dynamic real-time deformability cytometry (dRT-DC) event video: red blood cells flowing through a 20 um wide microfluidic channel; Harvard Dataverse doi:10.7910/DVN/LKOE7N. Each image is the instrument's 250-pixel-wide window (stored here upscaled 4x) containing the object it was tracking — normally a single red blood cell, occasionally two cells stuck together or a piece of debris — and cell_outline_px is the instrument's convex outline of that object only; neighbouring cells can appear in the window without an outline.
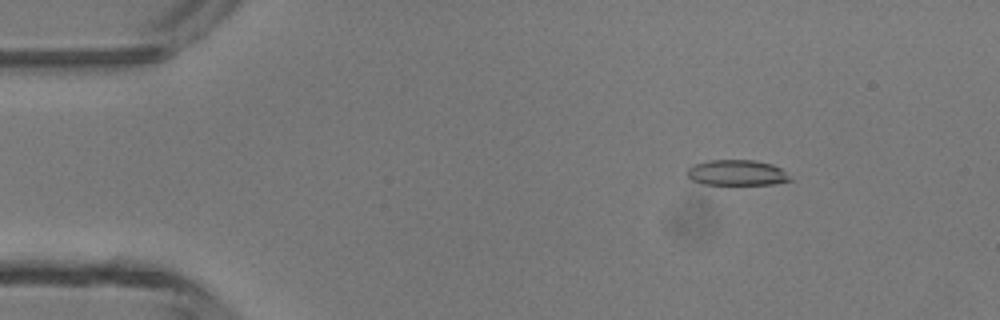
{"species": "common noctule bat (a hibernating species)", "species_latin": "Nyctalus noctula", "temperature_condition": "room temperature", "stored_images_in_passage": 43, "camera_frame_rate_fps": 3000, "um_per_image_px": 0.085, "animal": {"sex": "male", "body_mass_g": 13.3}, "frame": {"image": 1, "passage_image": 3, "time_ms": 0.667, "image_size_px": [1000, 320], "cell_outline_px": [[792, 180], [776, 184], [704, 184], [692, 180], [688, 176], [688, 168], [692, 164], [708, 160], [752, 160], [772, 164], [780, 168]], "centroid_in_image_um": [62.61, 14.68], "position_along_channel_um": 22.4, "area_um2": 15.2}}
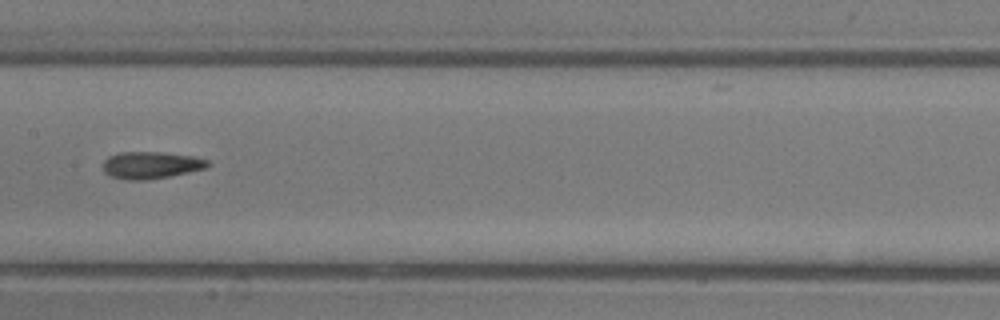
{"frame": {"image": 2, "passage_image": 20, "time_ms": 6.333, "image_size_px": [1000, 320], "cell_outline_px": [[212, 164], [208, 168], [148, 180], [128, 180], [112, 176], [104, 172], [104, 160], [108, 156], [120, 152], [160, 152], [192, 156], [208, 160]], "centroid_in_image_um": [12.86, 14.03], "position_along_channel_um": 194.5, "area_um2": 16.47}}
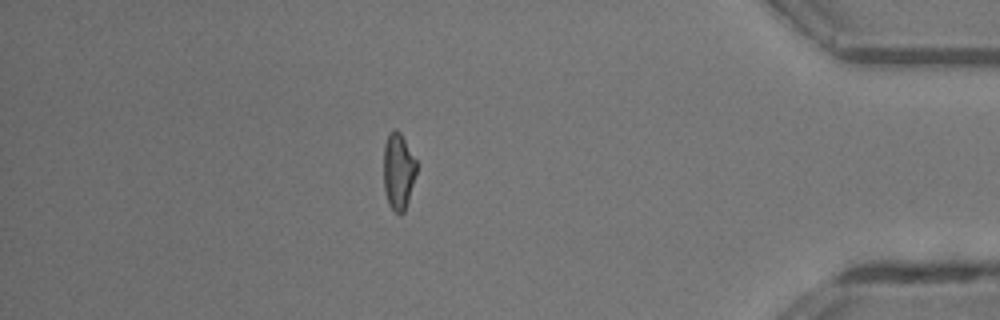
{"frame": {"image": 3, "passage_image": 37, "time_ms": 12.0, "image_size_px": [1000, 320], "cell_outline_px": [[416, 172], [408, 200], [404, 212], [400, 216], [388, 204], [384, 192], [384, 144], [388, 132], [392, 128], [396, 128], [400, 132], [416, 160]], "centroid_in_image_um": [33.84, 14.53], "position_along_channel_um": 401.4, "area_um2": 14.74}, "authors_computed_cell_mechanics": {"area_um2": 15.7216, "velocity_mm_per_s": 4.4122, "shape_relaxation_time_tau1_ms": 4.319, "shape_relaxation_time_tau2_ms": 3.1648, "deformation_change_tau1": 0.1407, "deformation_change_tau2": 0.13}}